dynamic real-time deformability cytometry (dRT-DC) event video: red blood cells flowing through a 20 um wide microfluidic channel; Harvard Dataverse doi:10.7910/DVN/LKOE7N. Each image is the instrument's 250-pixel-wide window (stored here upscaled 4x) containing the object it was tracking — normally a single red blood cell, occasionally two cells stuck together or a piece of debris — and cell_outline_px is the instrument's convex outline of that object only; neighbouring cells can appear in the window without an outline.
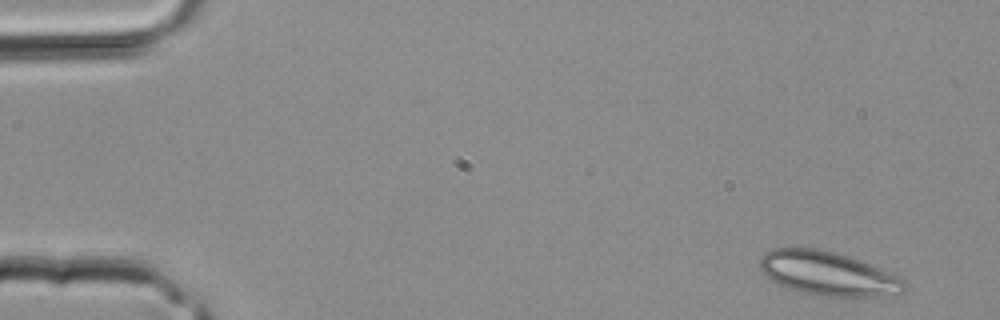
{"species": "common noctule bat (a hibernating species)", "species_latin": "Nyctalus noctula", "temperature_condition": "room temperature", "stored_images_in_passage": 2, "camera_frame_rate_fps": 3000, "um_per_image_px": 0.085, "animal": {"sex": "male", "body_mass_g": 20.4}, "frame": {"image": 1, "passage_image": 2, "time_ms": 0.333, "image_size_px": [1000, 320], "cell_outline_px": [[908, 288], [904, 292], [876, 296], [832, 296], [804, 292], [788, 288], [772, 280], [760, 268], [760, 256], [764, 252], [772, 248], [816, 248], [836, 252], [860, 260], [896, 276], [904, 280], [908, 284]], "centroid_in_image_um": [70.37, 23.23], "position_along_channel_um": 14.6, "area_um2": 36.47}}